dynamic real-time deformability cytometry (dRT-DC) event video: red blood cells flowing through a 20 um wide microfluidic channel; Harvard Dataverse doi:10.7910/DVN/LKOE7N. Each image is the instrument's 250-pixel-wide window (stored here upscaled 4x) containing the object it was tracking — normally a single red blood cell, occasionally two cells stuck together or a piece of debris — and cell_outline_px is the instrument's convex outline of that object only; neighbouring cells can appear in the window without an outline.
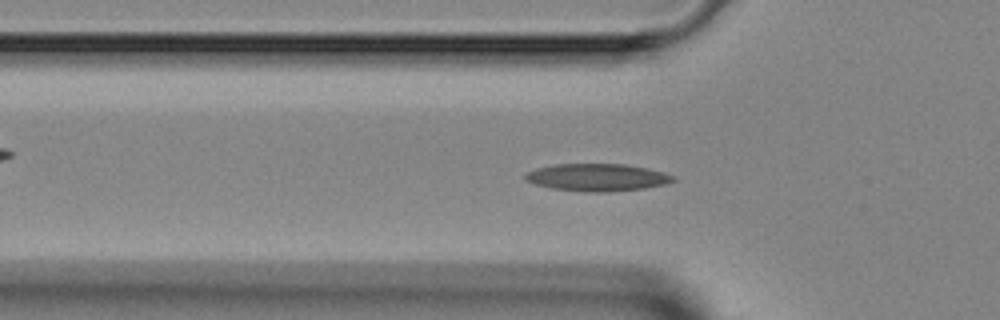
{"species": "Egyptian fruit bat (a non-hibernating species)", "species_latin": "Rousettus aegyptiacus", "temperature_condition": "room temperature", "stored_images_in_passage": 46, "camera_frame_rate_fps": 3000, "um_per_image_px": 0.085, "animal": {"sex": "female"}, "frame": {"image": 1, "passage_image": 14, "time_ms": 4.333, "image_size_px": [1000, 320], "cell_outline_px": [[676, 180], [668, 184], [644, 188], [608, 192], [588, 192], [552, 188], [536, 184], [524, 180], [524, 176], [528, 172], [536, 168], [556, 164], [624, 164], [648, 168], [664, 172], [676, 176]], "centroid_in_image_um": [50.82, 15.08], "position_along_channel_um": 75.0, "area_um2": 23.7}}
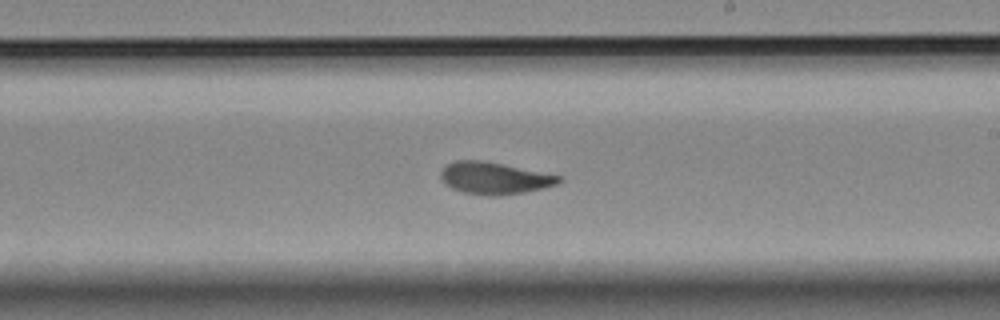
{"frame": {"image": 2, "passage_image": 26, "time_ms": 8.333, "image_size_px": [1000, 320], "cell_outline_px": [[564, 180], [556, 184], [544, 188], [524, 192], [496, 196], [488, 196], [464, 192], [452, 188], [444, 184], [440, 176], [440, 172], [448, 164], [456, 160], [484, 160], [564, 176]], "centroid_in_image_um": [42.06, 15.14], "position_along_channel_um": 246.9, "area_um2": 22.2}}
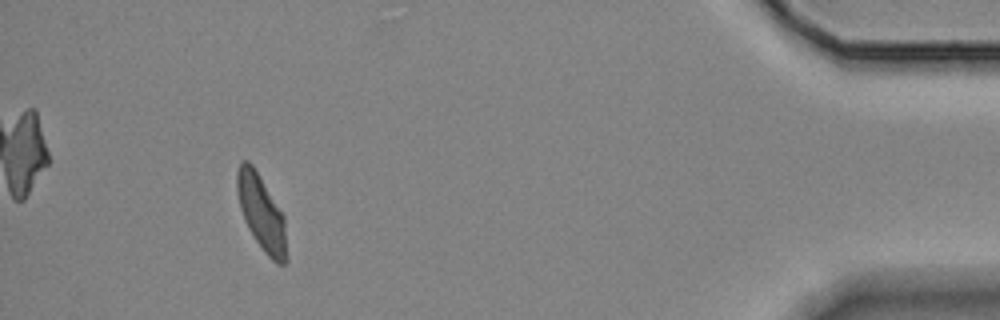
{"frame": {"image": 3, "passage_image": 42, "time_ms": 13.667, "image_size_px": [1000, 320], "cell_outline_px": [[288, 260], [284, 264], [276, 264], [264, 252], [248, 228], [244, 220], [240, 208], [236, 192], [236, 172], [240, 160], [248, 160], [252, 164], [284, 216]], "centroid_in_image_um": [22.21, 18.1], "position_along_channel_um": 413.0, "area_um2": 21.85}}